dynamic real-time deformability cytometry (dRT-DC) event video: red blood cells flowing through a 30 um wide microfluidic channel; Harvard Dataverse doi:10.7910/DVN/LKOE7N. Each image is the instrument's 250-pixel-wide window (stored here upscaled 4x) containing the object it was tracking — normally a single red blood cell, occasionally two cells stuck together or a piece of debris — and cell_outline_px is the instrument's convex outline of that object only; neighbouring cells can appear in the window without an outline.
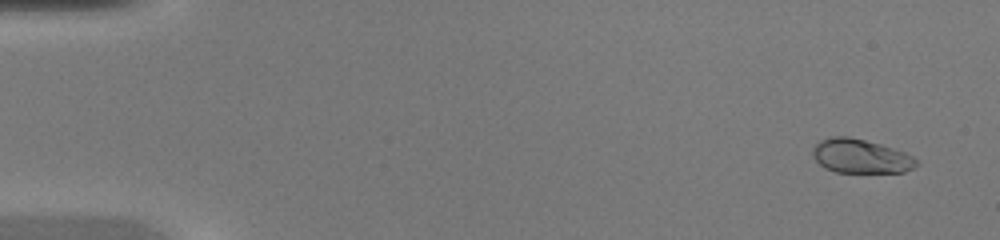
{"species": "common noctule bat (a hibernating species)", "species_latin": "Nyctalus noctula", "temperature_condition": "warm", "stored_images_in_passage": 46, "camera_frame_rate_fps": 3000, "um_per_image_px": 0.085, "animal": {"sex": "female", "body_mass_g": 20.0, "forearm_length_mm": 54.0}, "frame": {"image": 1, "passage_image": 3, "time_ms": 0.667, "image_size_px": [1000, 240], "cell_outline_px": [[920, 164], [904, 172], [836, 172], [824, 168], [812, 156], [812, 148], [820, 140], [832, 136], [848, 136], [880, 144], [904, 152], [920, 160]], "centroid_in_image_um": [73.16, 13.28], "position_along_channel_um": 11.8, "area_um2": 20.63}}
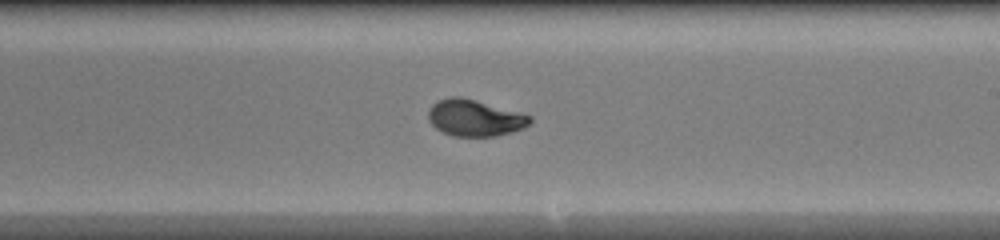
{"frame": {"image": 2, "passage_image": 28, "time_ms": 9.0, "image_size_px": [1000, 240], "cell_outline_px": [[532, 120], [524, 128], [512, 132], [496, 136], [452, 136], [436, 128], [428, 120], [428, 108], [432, 104], [440, 100], [452, 96], [460, 96], [524, 112], [532, 116]], "centroid_in_image_um": [40.39, 10.01], "position_along_channel_um": 248.6, "area_um2": 21.91}}
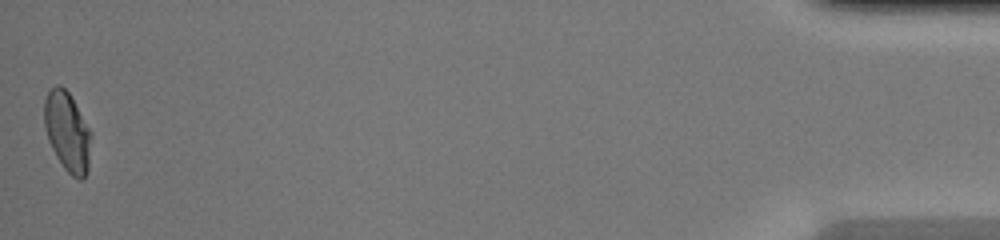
{"frame": {"image": 3, "passage_image": 46, "time_ms": 15.0, "image_size_px": [1000, 240], "cell_outline_px": [[92, 136], [88, 172], [84, 180], [80, 180], [72, 176], [64, 168], [56, 156], [48, 140], [44, 128], [44, 100], [48, 92], [56, 84], [60, 84], [68, 92], [92, 132]], "centroid_in_image_um": [5.74, 11.23], "position_along_channel_um": 429.5, "area_um2": 21.96}}